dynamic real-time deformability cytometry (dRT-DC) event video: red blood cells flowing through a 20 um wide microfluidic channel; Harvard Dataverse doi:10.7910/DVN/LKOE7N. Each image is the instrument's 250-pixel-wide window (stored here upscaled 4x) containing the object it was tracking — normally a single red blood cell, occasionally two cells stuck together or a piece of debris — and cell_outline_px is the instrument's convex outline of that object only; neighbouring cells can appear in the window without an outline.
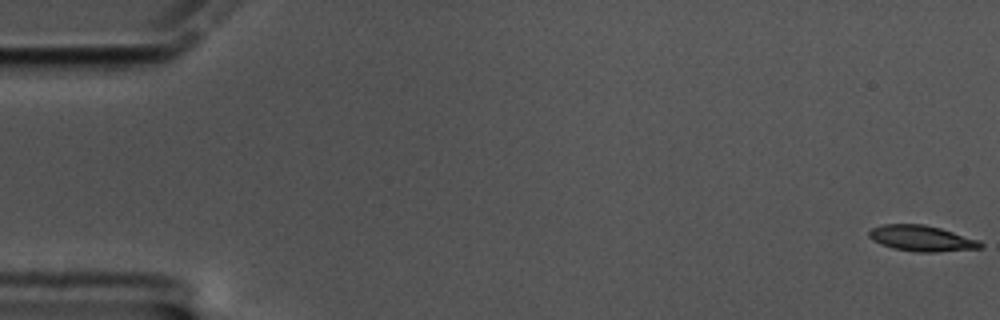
{"species": "common noctule bat (a hibernating species)", "species_latin": "Nyctalus noctula", "temperature_condition": "cold", "stored_images_in_passage": 60, "camera_frame_rate_fps": 3000, "um_per_image_px": 0.085, "animal": {"sex": "male", "body_mass_g": 17.5, "forearm_length_mm": 52.3}, "frame": {"image": 1, "passage_image": 1, "time_ms": 0.0, "image_size_px": [1000, 320], "cell_outline_px": [[984, 244], [980, 248], [936, 252], [916, 252], [892, 248], [880, 244], [872, 240], [868, 236], [868, 232], [872, 228], [884, 224], [924, 224], [940, 228], [980, 240]], "centroid_in_image_um": [78.33, 20.26], "position_along_channel_um": 6.7, "area_um2": 16.82}}
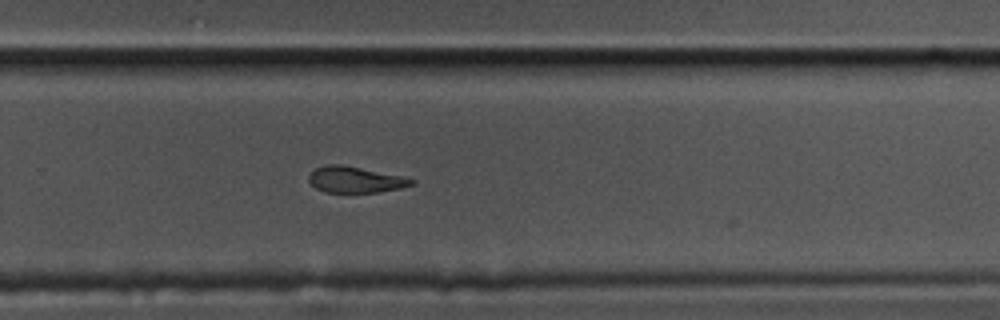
{"frame": {"image": 2, "passage_image": 40, "time_ms": 13.0, "image_size_px": [1000, 320], "cell_outline_px": [[416, 184], [400, 188], [376, 192], [324, 192], [316, 188], [308, 180], [308, 176], [316, 168], [324, 164], [340, 164], [400, 176], [416, 180]], "centroid_in_image_um": [30.18, 15.27], "position_along_channel_um": 299.6, "area_um2": 15.43}}
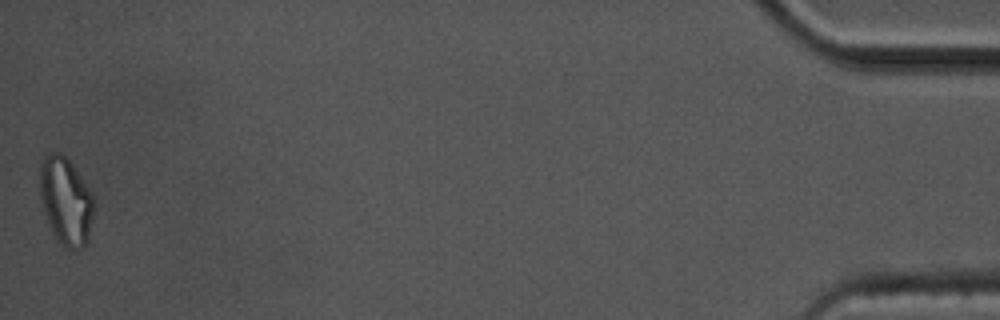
{"frame": {"image": 3, "passage_image": 60, "time_ms": 19.667, "image_size_px": [1000, 320], "cell_outline_px": [[92, 216], [88, 240], [84, 248], [80, 252], [68, 248], [56, 240], [48, 224], [44, 212], [40, 196], [40, 168], [44, 156], [48, 152], [60, 152], [72, 164], [92, 192]], "centroid_in_image_um": [5.58, 17.11], "position_along_channel_um": 429.6, "area_um2": 27.57}, "authors_computed_cell_mechanics": {"area_um2": 17.0799, "velocity_mm_per_s": 3.3753, "shape_relaxation_time_tau1_ms": 9.7909, "shape_relaxation_time_tau2_ms": 10.1905, "deformation_change_tau1": 0.209, "deformation_change_tau2": 0.2008}}